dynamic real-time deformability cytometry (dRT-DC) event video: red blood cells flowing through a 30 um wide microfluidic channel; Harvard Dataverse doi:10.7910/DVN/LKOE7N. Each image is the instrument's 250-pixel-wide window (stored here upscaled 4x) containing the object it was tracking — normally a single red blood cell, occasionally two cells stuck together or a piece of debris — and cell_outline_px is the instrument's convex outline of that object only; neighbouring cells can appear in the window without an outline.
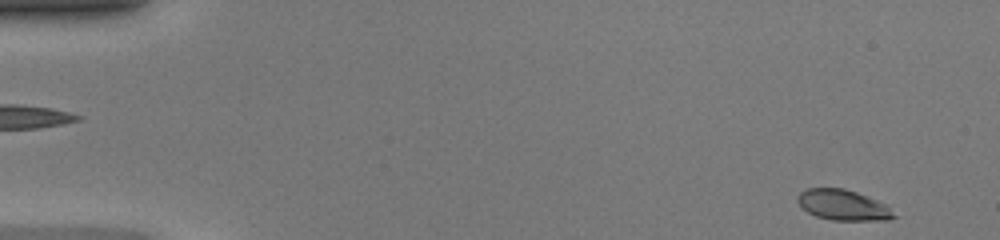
{"species": "common noctule bat (a hibernating species)", "species_latin": "Nyctalus noctula", "temperature_condition": "warm", "stored_images_in_passage": 47, "camera_frame_rate_fps": 3000, "um_per_image_px": 0.085, "animal": {"sex": "female", "body_mass_g": 20.0, "forearm_length_mm": 54.0}, "frame": {"image": 1, "passage_image": 2, "time_ms": 0.333, "image_size_px": [1000, 240], "cell_outline_px": [[896, 216], [888, 220], [832, 220], [816, 216], [808, 212], [796, 200], [796, 196], [800, 192], [808, 188], [844, 188], [856, 192], [876, 200], [884, 204]], "centroid_in_image_um": [71.61, 17.42], "position_along_channel_um": 13.4, "area_um2": 16.88}}
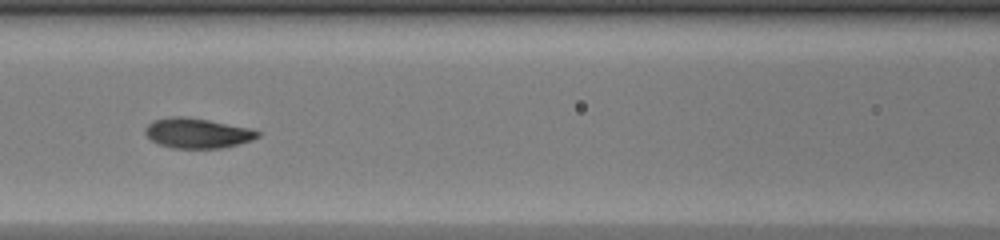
{"frame": {"image": 2, "passage_image": 21, "time_ms": 6.667, "image_size_px": [1000, 240], "cell_outline_px": [[260, 136], [252, 140], [224, 148], [172, 148], [160, 144], [152, 140], [144, 132], [144, 128], [152, 120], [172, 116], [184, 116], [208, 120], [248, 128], [260, 132]], "centroid_in_image_um": [16.75, 11.31], "position_along_channel_um": 149.8, "area_um2": 19.59}}
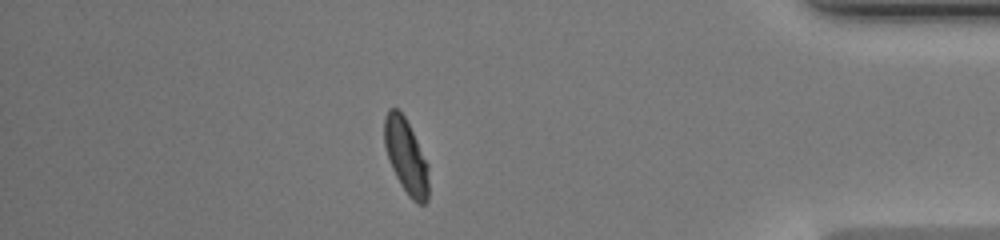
{"frame": {"image": 3, "passage_image": 41, "time_ms": 13.333, "image_size_px": [1000, 240], "cell_outline_px": [[428, 200], [424, 204], [416, 204], [408, 196], [400, 184], [388, 160], [384, 144], [384, 116], [388, 108], [396, 108], [404, 116], [428, 164]], "centroid_in_image_um": [34.5, 13.31], "position_along_channel_um": 400.7, "area_um2": 19.25}, "authors_computed_cell_mechanics": {"area_um2": 19.2474, "velocity_mm_per_s": 4.3027, "shape_relaxation_time_tau1_ms": 3.7384, "shape_relaxation_time_tau2_ms": null, "deformation_change_tau1": 0.1768, "deformation_change_tau2": null}}